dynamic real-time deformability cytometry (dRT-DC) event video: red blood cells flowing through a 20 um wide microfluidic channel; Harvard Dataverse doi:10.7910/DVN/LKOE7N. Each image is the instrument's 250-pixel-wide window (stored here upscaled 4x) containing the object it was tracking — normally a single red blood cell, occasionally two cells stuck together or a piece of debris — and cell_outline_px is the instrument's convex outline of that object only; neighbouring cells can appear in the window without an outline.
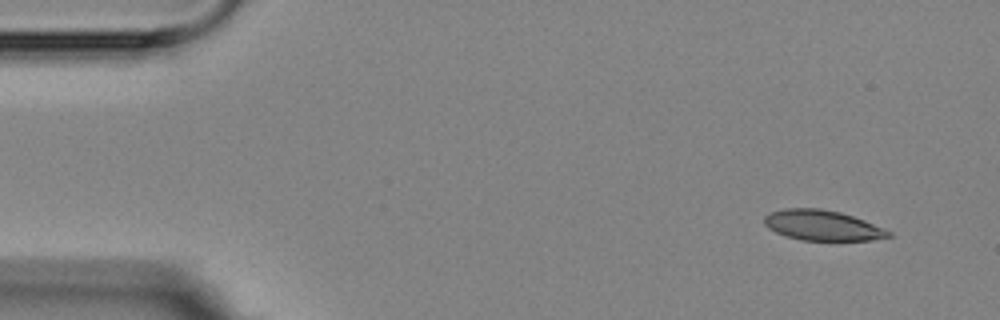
{"species": "Egyptian fruit bat (a non-hibernating species)", "species_latin": "Rousettus aegyptiacus", "temperature_condition": "room temperature", "stored_images_in_passage": 4, "camera_frame_rate_fps": 3000, "um_per_image_px": 0.085, "animal": {"sex": "female"}, "frame": {"image": 1, "passage_image": 1, "time_ms": 0.0, "image_size_px": [1000, 320], "cell_outline_px": [[892, 236], [872, 240], [800, 240], [776, 232], [768, 228], [764, 224], [764, 216], [768, 212], [784, 208], [820, 208], [840, 212], [864, 220], [884, 228], [892, 232]], "centroid_in_image_um": [69.89, 19.14], "position_along_channel_um": 15.1, "area_um2": 21.96}}
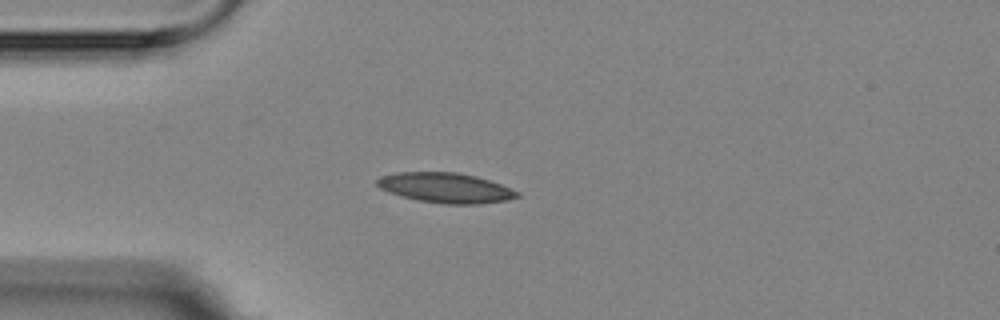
{"frame": {"image": 2, "passage_image": 4, "time_ms": 3.333, "image_size_px": [1000, 320], "cell_outline_px": [[520, 196], [508, 200], [480, 204], [444, 204], [420, 200], [400, 196], [388, 192], [380, 188], [376, 184], [376, 180], [380, 176], [396, 172], [456, 172], [476, 176], [500, 184], [520, 192]], "centroid_in_image_um": [37.87, 15.96], "position_along_channel_um": 47.1, "area_um2": 24.57}}